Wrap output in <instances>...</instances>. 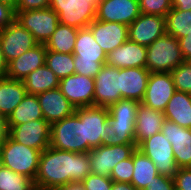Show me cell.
<instances>
[{"instance_id":"cell-15","label":"cell","mask_w":191,"mask_h":190,"mask_svg":"<svg viewBox=\"0 0 191 190\" xmlns=\"http://www.w3.org/2000/svg\"><path fill=\"white\" fill-rule=\"evenodd\" d=\"M176 92L170 72H152L148 78L146 93L142 104L163 112Z\"/></svg>"},{"instance_id":"cell-21","label":"cell","mask_w":191,"mask_h":190,"mask_svg":"<svg viewBox=\"0 0 191 190\" xmlns=\"http://www.w3.org/2000/svg\"><path fill=\"white\" fill-rule=\"evenodd\" d=\"M44 120L50 125L75 112L73 105L62 94L59 88L51 89L37 95Z\"/></svg>"},{"instance_id":"cell-19","label":"cell","mask_w":191,"mask_h":190,"mask_svg":"<svg viewBox=\"0 0 191 190\" xmlns=\"http://www.w3.org/2000/svg\"><path fill=\"white\" fill-rule=\"evenodd\" d=\"M161 132L171 143L177 167H191V129L165 120Z\"/></svg>"},{"instance_id":"cell-29","label":"cell","mask_w":191,"mask_h":190,"mask_svg":"<svg viewBox=\"0 0 191 190\" xmlns=\"http://www.w3.org/2000/svg\"><path fill=\"white\" fill-rule=\"evenodd\" d=\"M38 119H44V116L37 95L27 93L7 118V126L14 127Z\"/></svg>"},{"instance_id":"cell-41","label":"cell","mask_w":191,"mask_h":190,"mask_svg":"<svg viewBox=\"0 0 191 190\" xmlns=\"http://www.w3.org/2000/svg\"><path fill=\"white\" fill-rule=\"evenodd\" d=\"M51 0H18L14 11L38 10L50 7Z\"/></svg>"},{"instance_id":"cell-40","label":"cell","mask_w":191,"mask_h":190,"mask_svg":"<svg viewBox=\"0 0 191 190\" xmlns=\"http://www.w3.org/2000/svg\"><path fill=\"white\" fill-rule=\"evenodd\" d=\"M174 180L172 177L158 174L155 176V180L147 184V187L143 190H173Z\"/></svg>"},{"instance_id":"cell-31","label":"cell","mask_w":191,"mask_h":190,"mask_svg":"<svg viewBox=\"0 0 191 190\" xmlns=\"http://www.w3.org/2000/svg\"><path fill=\"white\" fill-rule=\"evenodd\" d=\"M77 33L78 29L59 23L53 35L45 43L47 51L72 54Z\"/></svg>"},{"instance_id":"cell-30","label":"cell","mask_w":191,"mask_h":190,"mask_svg":"<svg viewBox=\"0 0 191 190\" xmlns=\"http://www.w3.org/2000/svg\"><path fill=\"white\" fill-rule=\"evenodd\" d=\"M28 94L38 95L59 88L60 80L46 65L37 68L23 80Z\"/></svg>"},{"instance_id":"cell-45","label":"cell","mask_w":191,"mask_h":190,"mask_svg":"<svg viewBox=\"0 0 191 190\" xmlns=\"http://www.w3.org/2000/svg\"><path fill=\"white\" fill-rule=\"evenodd\" d=\"M172 8L178 10H191V0H172Z\"/></svg>"},{"instance_id":"cell-49","label":"cell","mask_w":191,"mask_h":190,"mask_svg":"<svg viewBox=\"0 0 191 190\" xmlns=\"http://www.w3.org/2000/svg\"><path fill=\"white\" fill-rule=\"evenodd\" d=\"M0 2L9 5L10 7H12L15 10L18 0H0Z\"/></svg>"},{"instance_id":"cell-28","label":"cell","mask_w":191,"mask_h":190,"mask_svg":"<svg viewBox=\"0 0 191 190\" xmlns=\"http://www.w3.org/2000/svg\"><path fill=\"white\" fill-rule=\"evenodd\" d=\"M133 166L131 184L137 190L145 189L159 174L154 162L137 148L133 152Z\"/></svg>"},{"instance_id":"cell-52","label":"cell","mask_w":191,"mask_h":190,"mask_svg":"<svg viewBox=\"0 0 191 190\" xmlns=\"http://www.w3.org/2000/svg\"><path fill=\"white\" fill-rule=\"evenodd\" d=\"M32 190H46V189L34 187Z\"/></svg>"},{"instance_id":"cell-17","label":"cell","mask_w":191,"mask_h":190,"mask_svg":"<svg viewBox=\"0 0 191 190\" xmlns=\"http://www.w3.org/2000/svg\"><path fill=\"white\" fill-rule=\"evenodd\" d=\"M138 0H101L97 4L96 19L130 25L139 15Z\"/></svg>"},{"instance_id":"cell-2","label":"cell","mask_w":191,"mask_h":190,"mask_svg":"<svg viewBox=\"0 0 191 190\" xmlns=\"http://www.w3.org/2000/svg\"><path fill=\"white\" fill-rule=\"evenodd\" d=\"M138 105L135 100L122 99L108 107L104 145L136 144L134 135Z\"/></svg>"},{"instance_id":"cell-42","label":"cell","mask_w":191,"mask_h":190,"mask_svg":"<svg viewBox=\"0 0 191 190\" xmlns=\"http://www.w3.org/2000/svg\"><path fill=\"white\" fill-rule=\"evenodd\" d=\"M15 20V12L12 7L0 2V30Z\"/></svg>"},{"instance_id":"cell-20","label":"cell","mask_w":191,"mask_h":190,"mask_svg":"<svg viewBox=\"0 0 191 190\" xmlns=\"http://www.w3.org/2000/svg\"><path fill=\"white\" fill-rule=\"evenodd\" d=\"M88 27L106 55L128 40V25L95 19Z\"/></svg>"},{"instance_id":"cell-12","label":"cell","mask_w":191,"mask_h":190,"mask_svg":"<svg viewBox=\"0 0 191 190\" xmlns=\"http://www.w3.org/2000/svg\"><path fill=\"white\" fill-rule=\"evenodd\" d=\"M75 113L85 121V141H88V152L95 147L104 145L107 132L109 111L107 107L86 106L75 108Z\"/></svg>"},{"instance_id":"cell-25","label":"cell","mask_w":191,"mask_h":190,"mask_svg":"<svg viewBox=\"0 0 191 190\" xmlns=\"http://www.w3.org/2000/svg\"><path fill=\"white\" fill-rule=\"evenodd\" d=\"M163 112L139 103L135 120L134 140L138 146L143 140L161 132L165 121Z\"/></svg>"},{"instance_id":"cell-18","label":"cell","mask_w":191,"mask_h":190,"mask_svg":"<svg viewBox=\"0 0 191 190\" xmlns=\"http://www.w3.org/2000/svg\"><path fill=\"white\" fill-rule=\"evenodd\" d=\"M128 39L148 47L166 33L165 17L140 14L129 26Z\"/></svg>"},{"instance_id":"cell-16","label":"cell","mask_w":191,"mask_h":190,"mask_svg":"<svg viewBox=\"0 0 191 190\" xmlns=\"http://www.w3.org/2000/svg\"><path fill=\"white\" fill-rule=\"evenodd\" d=\"M59 89L74 108L94 106L95 82L93 77L75 73L62 78Z\"/></svg>"},{"instance_id":"cell-39","label":"cell","mask_w":191,"mask_h":190,"mask_svg":"<svg viewBox=\"0 0 191 190\" xmlns=\"http://www.w3.org/2000/svg\"><path fill=\"white\" fill-rule=\"evenodd\" d=\"M173 180L175 188L179 190H191V167L178 168Z\"/></svg>"},{"instance_id":"cell-34","label":"cell","mask_w":191,"mask_h":190,"mask_svg":"<svg viewBox=\"0 0 191 190\" xmlns=\"http://www.w3.org/2000/svg\"><path fill=\"white\" fill-rule=\"evenodd\" d=\"M34 187V180L30 177L4 166L0 168V190H32Z\"/></svg>"},{"instance_id":"cell-3","label":"cell","mask_w":191,"mask_h":190,"mask_svg":"<svg viewBox=\"0 0 191 190\" xmlns=\"http://www.w3.org/2000/svg\"><path fill=\"white\" fill-rule=\"evenodd\" d=\"M75 73L95 77L106 64L107 55L94 39L89 27L78 29L73 50Z\"/></svg>"},{"instance_id":"cell-43","label":"cell","mask_w":191,"mask_h":190,"mask_svg":"<svg viewBox=\"0 0 191 190\" xmlns=\"http://www.w3.org/2000/svg\"><path fill=\"white\" fill-rule=\"evenodd\" d=\"M179 45L185 62L191 58V33L188 36L179 38Z\"/></svg>"},{"instance_id":"cell-51","label":"cell","mask_w":191,"mask_h":190,"mask_svg":"<svg viewBox=\"0 0 191 190\" xmlns=\"http://www.w3.org/2000/svg\"><path fill=\"white\" fill-rule=\"evenodd\" d=\"M186 63L191 67V58L186 61Z\"/></svg>"},{"instance_id":"cell-1","label":"cell","mask_w":191,"mask_h":190,"mask_svg":"<svg viewBox=\"0 0 191 190\" xmlns=\"http://www.w3.org/2000/svg\"><path fill=\"white\" fill-rule=\"evenodd\" d=\"M91 173L88 153L48 147L40 154L35 187L56 190L69 182H81Z\"/></svg>"},{"instance_id":"cell-33","label":"cell","mask_w":191,"mask_h":190,"mask_svg":"<svg viewBox=\"0 0 191 190\" xmlns=\"http://www.w3.org/2000/svg\"><path fill=\"white\" fill-rule=\"evenodd\" d=\"M45 65L52 70L59 80L75 74L73 54L46 51Z\"/></svg>"},{"instance_id":"cell-11","label":"cell","mask_w":191,"mask_h":190,"mask_svg":"<svg viewBox=\"0 0 191 190\" xmlns=\"http://www.w3.org/2000/svg\"><path fill=\"white\" fill-rule=\"evenodd\" d=\"M0 43L7 63L38 44L33 35L15 20L0 30Z\"/></svg>"},{"instance_id":"cell-23","label":"cell","mask_w":191,"mask_h":190,"mask_svg":"<svg viewBox=\"0 0 191 190\" xmlns=\"http://www.w3.org/2000/svg\"><path fill=\"white\" fill-rule=\"evenodd\" d=\"M150 71L143 67L120 68V94L122 99H144Z\"/></svg>"},{"instance_id":"cell-50","label":"cell","mask_w":191,"mask_h":190,"mask_svg":"<svg viewBox=\"0 0 191 190\" xmlns=\"http://www.w3.org/2000/svg\"><path fill=\"white\" fill-rule=\"evenodd\" d=\"M3 166V162H2V155H1V150H0V168Z\"/></svg>"},{"instance_id":"cell-35","label":"cell","mask_w":191,"mask_h":190,"mask_svg":"<svg viewBox=\"0 0 191 190\" xmlns=\"http://www.w3.org/2000/svg\"><path fill=\"white\" fill-rule=\"evenodd\" d=\"M176 91L191 94V67L183 62L171 72Z\"/></svg>"},{"instance_id":"cell-14","label":"cell","mask_w":191,"mask_h":190,"mask_svg":"<svg viewBox=\"0 0 191 190\" xmlns=\"http://www.w3.org/2000/svg\"><path fill=\"white\" fill-rule=\"evenodd\" d=\"M94 106L110 107L122 100L120 94V69L104 64L94 77Z\"/></svg>"},{"instance_id":"cell-7","label":"cell","mask_w":191,"mask_h":190,"mask_svg":"<svg viewBox=\"0 0 191 190\" xmlns=\"http://www.w3.org/2000/svg\"><path fill=\"white\" fill-rule=\"evenodd\" d=\"M99 0H51L52 8L59 18V23L80 29L88 27L96 19Z\"/></svg>"},{"instance_id":"cell-4","label":"cell","mask_w":191,"mask_h":190,"mask_svg":"<svg viewBox=\"0 0 191 190\" xmlns=\"http://www.w3.org/2000/svg\"><path fill=\"white\" fill-rule=\"evenodd\" d=\"M50 147L88 153V141H85V121L74 112L71 116L51 124Z\"/></svg>"},{"instance_id":"cell-44","label":"cell","mask_w":191,"mask_h":190,"mask_svg":"<svg viewBox=\"0 0 191 190\" xmlns=\"http://www.w3.org/2000/svg\"><path fill=\"white\" fill-rule=\"evenodd\" d=\"M7 118L0 114V146L5 142L8 137Z\"/></svg>"},{"instance_id":"cell-13","label":"cell","mask_w":191,"mask_h":190,"mask_svg":"<svg viewBox=\"0 0 191 190\" xmlns=\"http://www.w3.org/2000/svg\"><path fill=\"white\" fill-rule=\"evenodd\" d=\"M8 130V136L17 143L41 152L49 147L51 125L44 119L8 127Z\"/></svg>"},{"instance_id":"cell-47","label":"cell","mask_w":191,"mask_h":190,"mask_svg":"<svg viewBox=\"0 0 191 190\" xmlns=\"http://www.w3.org/2000/svg\"><path fill=\"white\" fill-rule=\"evenodd\" d=\"M56 190H85L82 182L74 181L69 182L61 187L57 188Z\"/></svg>"},{"instance_id":"cell-26","label":"cell","mask_w":191,"mask_h":190,"mask_svg":"<svg viewBox=\"0 0 191 190\" xmlns=\"http://www.w3.org/2000/svg\"><path fill=\"white\" fill-rule=\"evenodd\" d=\"M26 94L22 80L0 79V114L8 118Z\"/></svg>"},{"instance_id":"cell-48","label":"cell","mask_w":191,"mask_h":190,"mask_svg":"<svg viewBox=\"0 0 191 190\" xmlns=\"http://www.w3.org/2000/svg\"><path fill=\"white\" fill-rule=\"evenodd\" d=\"M111 190H137L131 183L114 182Z\"/></svg>"},{"instance_id":"cell-27","label":"cell","mask_w":191,"mask_h":190,"mask_svg":"<svg viewBox=\"0 0 191 190\" xmlns=\"http://www.w3.org/2000/svg\"><path fill=\"white\" fill-rule=\"evenodd\" d=\"M163 114L166 120L191 129V94L176 91Z\"/></svg>"},{"instance_id":"cell-8","label":"cell","mask_w":191,"mask_h":190,"mask_svg":"<svg viewBox=\"0 0 191 190\" xmlns=\"http://www.w3.org/2000/svg\"><path fill=\"white\" fill-rule=\"evenodd\" d=\"M14 12L15 21L26 28L38 43L45 44L59 24L58 14L50 7Z\"/></svg>"},{"instance_id":"cell-32","label":"cell","mask_w":191,"mask_h":190,"mask_svg":"<svg viewBox=\"0 0 191 190\" xmlns=\"http://www.w3.org/2000/svg\"><path fill=\"white\" fill-rule=\"evenodd\" d=\"M166 33L175 38H183L191 33V10L172 8L165 16Z\"/></svg>"},{"instance_id":"cell-6","label":"cell","mask_w":191,"mask_h":190,"mask_svg":"<svg viewBox=\"0 0 191 190\" xmlns=\"http://www.w3.org/2000/svg\"><path fill=\"white\" fill-rule=\"evenodd\" d=\"M3 166L15 173L35 179L41 151L17 143L9 136L0 146Z\"/></svg>"},{"instance_id":"cell-9","label":"cell","mask_w":191,"mask_h":190,"mask_svg":"<svg viewBox=\"0 0 191 190\" xmlns=\"http://www.w3.org/2000/svg\"><path fill=\"white\" fill-rule=\"evenodd\" d=\"M137 149L154 162L159 174L174 177L178 167L175 163L173 148L162 132L143 140Z\"/></svg>"},{"instance_id":"cell-22","label":"cell","mask_w":191,"mask_h":190,"mask_svg":"<svg viewBox=\"0 0 191 190\" xmlns=\"http://www.w3.org/2000/svg\"><path fill=\"white\" fill-rule=\"evenodd\" d=\"M147 47L129 39L107 55L106 64L116 68H146Z\"/></svg>"},{"instance_id":"cell-5","label":"cell","mask_w":191,"mask_h":190,"mask_svg":"<svg viewBox=\"0 0 191 190\" xmlns=\"http://www.w3.org/2000/svg\"><path fill=\"white\" fill-rule=\"evenodd\" d=\"M185 62L179 40L167 33L147 47L146 69L152 72H171Z\"/></svg>"},{"instance_id":"cell-24","label":"cell","mask_w":191,"mask_h":190,"mask_svg":"<svg viewBox=\"0 0 191 190\" xmlns=\"http://www.w3.org/2000/svg\"><path fill=\"white\" fill-rule=\"evenodd\" d=\"M47 48L38 43L27 52L8 63L7 77L24 80L31 72L45 65Z\"/></svg>"},{"instance_id":"cell-36","label":"cell","mask_w":191,"mask_h":190,"mask_svg":"<svg viewBox=\"0 0 191 190\" xmlns=\"http://www.w3.org/2000/svg\"><path fill=\"white\" fill-rule=\"evenodd\" d=\"M140 13L165 17L172 9V0H138Z\"/></svg>"},{"instance_id":"cell-10","label":"cell","mask_w":191,"mask_h":190,"mask_svg":"<svg viewBox=\"0 0 191 190\" xmlns=\"http://www.w3.org/2000/svg\"><path fill=\"white\" fill-rule=\"evenodd\" d=\"M136 144L100 145L88 152L91 173L110 177L115 165L132 156Z\"/></svg>"},{"instance_id":"cell-37","label":"cell","mask_w":191,"mask_h":190,"mask_svg":"<svg viewBox=\"0 0 191 190\" xmlns=\"http://www.w3.org/2000/svg\"><path fill=\"white\" fill-rule=\"evenodd\" d=\"M133 153L132 156L126 160L118 162L113 168L110 178L114 182L131 183L133 176Z\"/></svg>"},{"instance_id":"cell-46","label":"cell","mask_w":191,"mask_h":190,"mask_svg":"<svg viewBox=\"0 0 191 190\" xmlns=\"http://www.w3.org/2000/svg\"><path fill=\"white\" fill-rule=\"evenodd\" d=\"M8 63L6 62L0 43V79L7 77Z\"/></svg>"},{"instance_id":"cell-38","label":"cell","mask_w":191,"mask_h":190,"mask_svg":"<svg viewBox=\"0 0 191 190\" xmlns=\"http://www.w3.org/2000/svg\"><path fill=\"white\" fill-rule=\"evenodd\" d=\"M85 190H111L113 180L110 177L90 173L82 181Z\"/></svg>"}]
</instances>
